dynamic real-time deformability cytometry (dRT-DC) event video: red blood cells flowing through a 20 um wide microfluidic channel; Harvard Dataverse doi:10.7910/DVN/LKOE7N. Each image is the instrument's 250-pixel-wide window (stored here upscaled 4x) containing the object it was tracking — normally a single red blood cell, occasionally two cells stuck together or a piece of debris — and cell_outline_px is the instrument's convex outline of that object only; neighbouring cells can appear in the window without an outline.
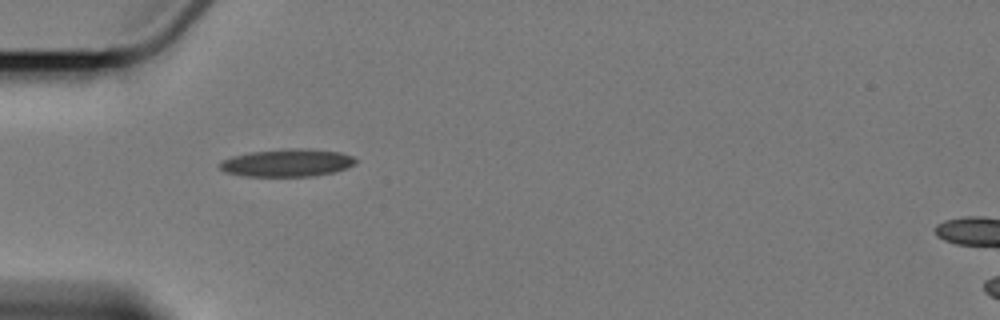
{"species": "Egyptian fruit bat (a non-hibernating species)", "species_latin": "Rousettus aegyptiacus", "temperature_condition": "cold", "stored_images_in_passage": 3, "camera_frame_rate_fps": 3000, "um_per_image_px": 0.085, "animal": {"sex": "female"}, "frame": {"image": 1, "passage_image": 1, "time_ms": 0.0, "image_size_px": [1000, 320], "cell_outline_px": [[356, 164], [332, 172], [312, 176], [244, 176], [224, 172], [220, 168], [220, 164], [224, 160], [232, 156], [248, 152], [288, 148], [300, 148], [340, 152], [352, 156], [356, 160]], "centroid_in_image_um": [24.39, 13.83], "position_along_channel_um": 60.6, "area_um2": 21.73}}
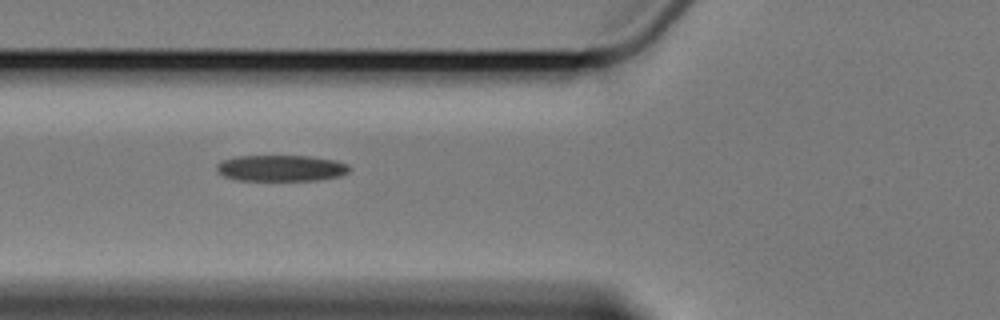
{"frame": {"image": 2, "passage_image": 2, "time_ms": 1.333, "image_size_px": [1000, 320], "cell_outline_px": [[352, 168], [348, 172], [340, 176], [316, 180], [240, 180], [224, 176], [216, 168], [216, 164], [220, 160], [236, 156], [312, 156], [336, 160], [348, 164]], "centroid_in_image_um": [23.91, 14.28], "position_along_channel_um": 101.9, "area_um2": 20.35}}
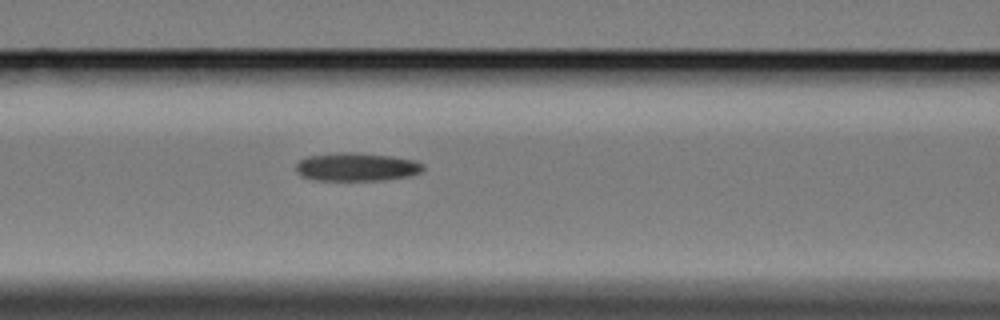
{"frame": {"image": 3, "passage_image": 3, "time_ms": 2.333, "image_size_px": [1000, 320], "cell_outline_px": [[424, 168], [420, 172], [408, 176], [384, 180], [316, 180], [304, 176], [296, 172], [296, 164], [300, 160], [308, 156], [340, 152], [352, 152], [392, 156], [412, 160], [424, 164]], "centroid_in_image_um": [30.3, 14.18], "position_along_channel_um": 136.3, "area_um2": 20.81}}